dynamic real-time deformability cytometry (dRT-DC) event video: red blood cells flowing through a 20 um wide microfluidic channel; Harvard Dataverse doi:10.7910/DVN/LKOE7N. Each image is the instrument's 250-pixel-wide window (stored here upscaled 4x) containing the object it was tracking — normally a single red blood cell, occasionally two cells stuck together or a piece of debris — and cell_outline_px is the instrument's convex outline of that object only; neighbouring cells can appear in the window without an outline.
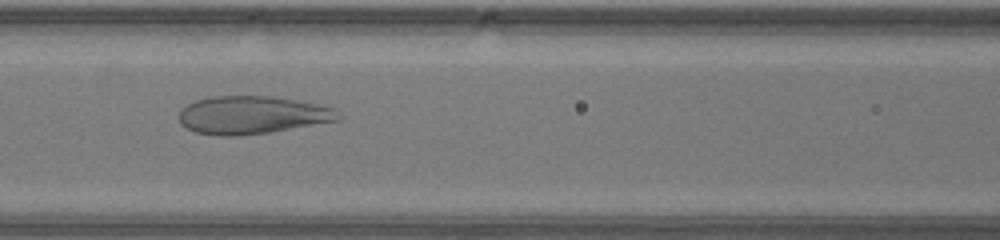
{"species": "human", "species_latin": "Homo sapiens", "temperature_condition": "warm", "stored_images_in_passage": 30, "camera_frame_rate_fps": 3000, "um_per_image_px": 0.085, "donor": {"sex": "male"}, "frame": {"image": 1, "passage_image": 6, "time_ms": 1.667, "image_size_px": [1000, 240], "cell_outline_px": [[340, 120], [268, 132], [232, 136], [220, 136], [196, 132], [180, 124], [180, 112], [188, 104], [196, 100], [212, 96], [272, 96], [320, 104], [332, 108], [340, 112]], "centroid_in_image_um": [21.45, 9.77], "position_along_channel_um": 145.1, "area_um2": 34.91}}
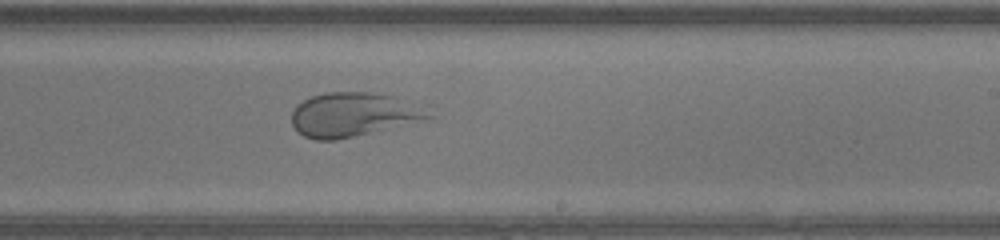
{"frame": {"image": 2, "passage_image": 13, "time_ms": 4.0, "image_size_px": [1000, 240], "cell_outline_px": [[436, 116], [424, 120], [336, 140], [316, 140], [304, 136], [292, 124], [292, 112], [296, 104], [312, 96], [328, 92], [372, 92], [396, 96]], "centroid_in_image_um": [29.98, 9.73], "position_along_channel_um": 259.0, "area_um2": 34.62}}
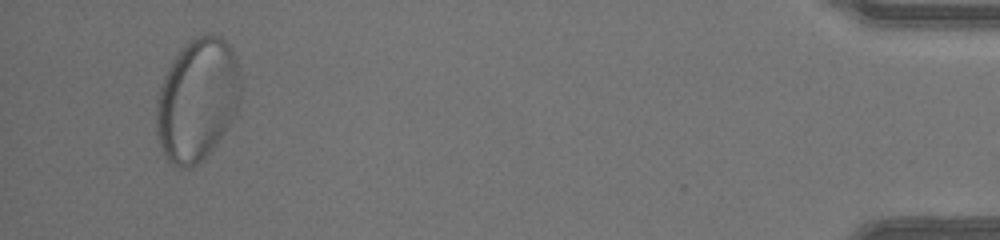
{"frame": {"image": 3, "passage_image": 28, "time_ms": 9.0, "image_size_px": [1000, 240], "cell_outline_px": [[240, 92], [236, 108], [220, 136], [212, 148], [196, 164], [188, 168], [176, 168], [168, 160], [160, 144], [156, 128], [156, 104], [160, 88], [164, 76], [172, 60], [196, 36], [204, 32], [212, 32], [220, 36], [232, 48], [236, 56], [240, 80]], "centroid_in_image_um": [16.75, 8.43], "position_along_channel_um": 418.5, "area_um2": 59.3}}